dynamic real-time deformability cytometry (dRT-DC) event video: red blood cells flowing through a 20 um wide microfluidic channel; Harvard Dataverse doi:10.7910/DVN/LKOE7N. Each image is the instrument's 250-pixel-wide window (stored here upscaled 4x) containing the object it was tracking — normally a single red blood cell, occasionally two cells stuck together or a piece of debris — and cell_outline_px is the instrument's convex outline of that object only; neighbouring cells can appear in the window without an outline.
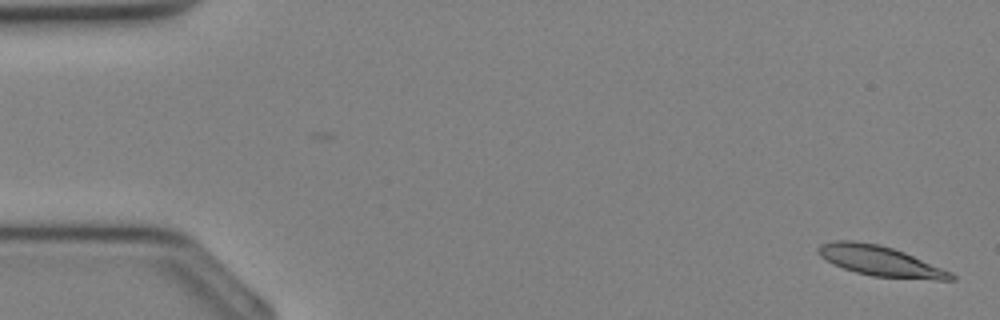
{"species": "Egyptian fruit bat (a non-hibernating species)", "species_latin": "Rousettus aegyptiacus", "temperature_condition": "cold", "stored_images_in_passage": 35, "camera_frame_rate_fps": 3000, "um_per_image_px": 0.085, "animal": {"sex": "female"}, "frame": {"image": 1, "passage_image": 1, "time_ms": 0.0, "image_size_px": [1000, 320], "cell_outline_px": [[956, 280], [936, 280], [872, 276], [856, 272], [844, 268], [820, 256], [816, 248], [820, 244], [836, 240], [852, 240], [880, 244], [904, 252], [952, 272], [956, 276]], "centroid_in_image_um": [74.85, 22.18], "position_along_channel_um": 10.1, "area_um2": 23.24}}
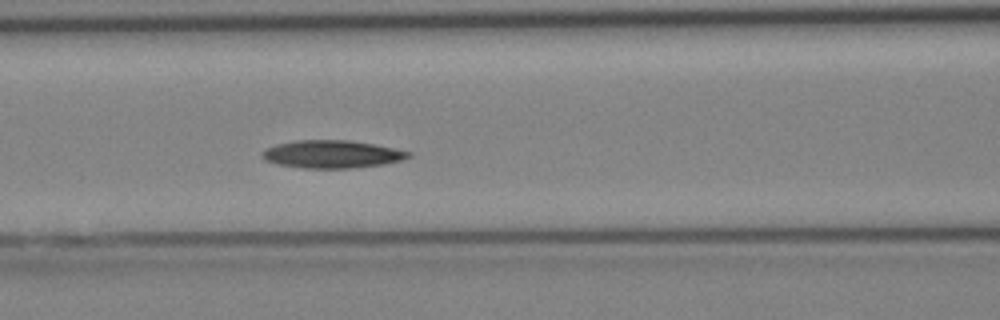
{"frame": {"image": 2, "passage_image": 15, "time_ms": 4.667, "image_size_px": [1000, 320], "cell_outline_px": [[412, 156], [400, 160], [384, 164], [348, 168], [304, 168], [276, 164], [264, 160], [260, 156], [260, 152], [264, 148], [276, 144], [296, 140], [348, 140], [372, 144], [412, 152]], "centroid_in_image_um": [28.14, 13.1], "position_along_channel_um": 138.5, "area_um2": 23.7}}
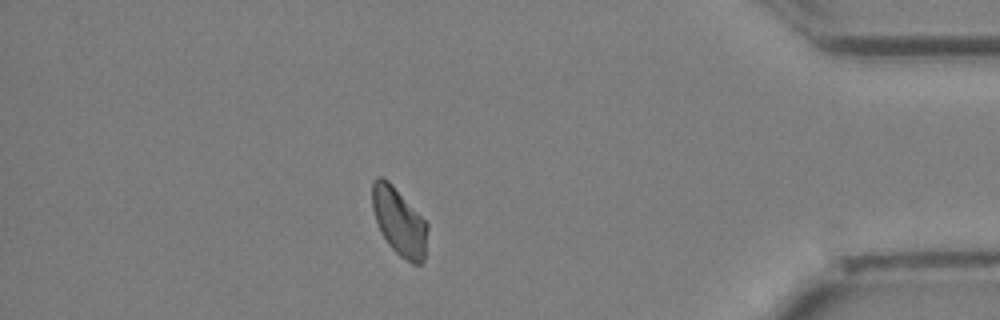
{"frame": {"image": 3, "passage_image": 31, "time_ms": 10.0, "image_size_px": [1000, 320], "cell_outline_px": [[428, 228], [424, 260], [420, 264], [412, 264], [400, 256], [388, 244], [380, 232], [372, 208], [372, 180], [376, 176], [380, 176], [388, 180], [392, 184], [428, 224]], "centroid_in_image_um": [33.91, 18.84], "position_along_channel_um": 401.3, "area_um2": 21.73}}